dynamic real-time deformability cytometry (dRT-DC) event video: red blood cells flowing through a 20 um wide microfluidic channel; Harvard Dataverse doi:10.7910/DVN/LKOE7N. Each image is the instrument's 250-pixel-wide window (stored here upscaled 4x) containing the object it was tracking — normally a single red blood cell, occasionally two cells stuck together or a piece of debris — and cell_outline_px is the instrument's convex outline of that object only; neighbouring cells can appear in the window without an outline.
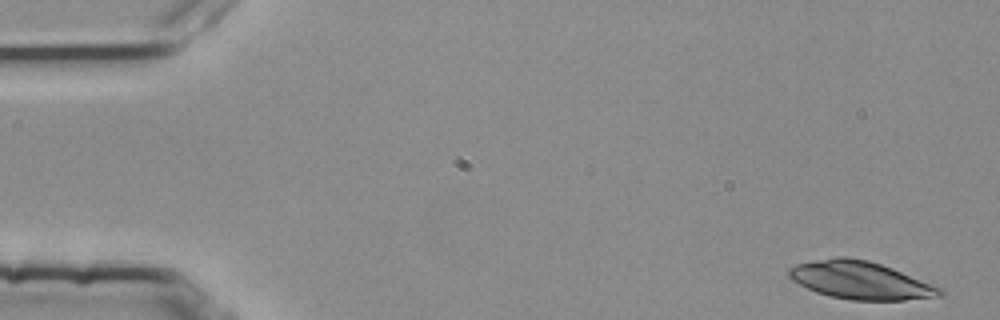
{"species": "common noctule bat (a hibernating species)", "species_latin": "Nyctalus noctula", "temperature_condition": "room temperature", "stored_images_in_passage": 4, "camera_frame_rate_fps": 3000, "um_per_image_px": 0.085, "animal": {"sex": "female", "body_mass_g": 25.1}, "frame": {"image": 1, "passage_image": 1, "time_ms": 0.0, "image_size_px": [1000, 320], "cell_outline_px": [[944, 296], [904, 300], [852, 300], [828, 296], [816, 292], [792, 280], [788, 276], [788, 268], [796, 264], [836, 256], [844, 256], [868, 260], [892, 268], [944, 288]], "centroid_in_image_um": [73.16, 23.83], "position_along_channel_um": 11.8, "area_um2": 33.35}}